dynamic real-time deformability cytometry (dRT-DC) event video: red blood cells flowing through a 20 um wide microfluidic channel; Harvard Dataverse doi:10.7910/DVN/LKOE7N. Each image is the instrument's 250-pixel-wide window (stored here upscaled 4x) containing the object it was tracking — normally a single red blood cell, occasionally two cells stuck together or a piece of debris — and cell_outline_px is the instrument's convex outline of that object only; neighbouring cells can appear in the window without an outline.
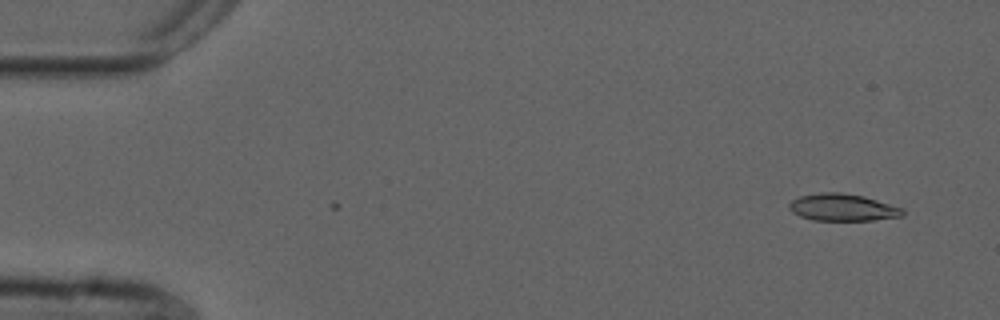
{"species": "common noctule bat (a hibernating species)", "species_latin": "Nyctalus noctula", "temperature_condition": "cold", "stored_images_in_passage": 3, "camera_frame_rate_fps": 3000, "um_per_image_px": 0.085, "animal": {"sex": "male", "forearm_length_mm": 52.5}, "frame": {"image": 1, "passage_image": 3, "time_ms": 0.667, "image_size_px": [1000, 320], "cell_outline_px": [[904, 216], [872, 220], [812, 220], [800, 216], [792, 212], [788, 208], [788, 204], [792, 200], [800, 196], [820, 192], [840, 192], [864, 196], [904, 208]], "centroid_in_image_um": [71.62, 17.62], "position_along_channel_um": 13.4, "area_um2": 18.03}}